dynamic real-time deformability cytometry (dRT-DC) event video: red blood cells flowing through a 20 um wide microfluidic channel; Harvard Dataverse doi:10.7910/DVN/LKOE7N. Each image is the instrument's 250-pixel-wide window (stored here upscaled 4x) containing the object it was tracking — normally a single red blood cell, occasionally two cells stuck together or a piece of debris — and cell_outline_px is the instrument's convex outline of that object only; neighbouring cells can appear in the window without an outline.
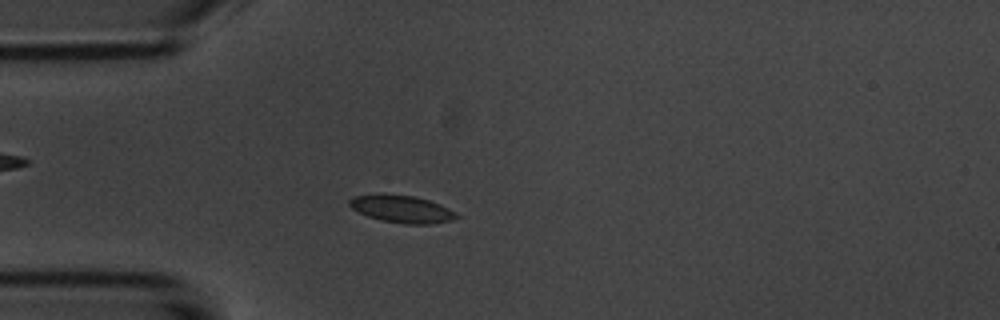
{"species": "common noctule bat (a hibernating species)", "species_latin": "Nyctalus noctula", "temperature_condition": "room temperature", "stored_images_in_passage": 51, "camera_frame_rate_fps": 3000, "um_per_image_px": 0.085, "animal": {"sex": "male", "body_mass_g": 20.1, "forearm_length_mm": 53.5}, "frame": {"image": 1, "passage_image": 11, "time_ms": 3.333, "image_size_px": [1000, 320], "cell_outline_px": [[460, 216], [452, 220], [432, 224], [404, 224], [380, 220], [368, 216], [352, 208], [348, 204], [348, 200], [356, 196], [380, 192], [412, 196], [428, 200], [440, 204], [456, 212]], "centroid_in_image_um": [34.14, 17.75], "position_along_channel_um": 50.9, "area_um2": 17.28}}
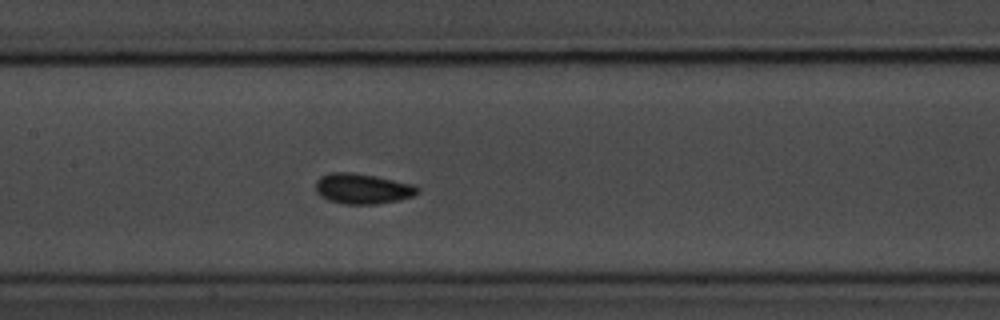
{"frame": {"image": 2, "passage_image": 22, "time_ms": 7.0, "image_size_px": [1000, 320], "cell_outline_px": [[420, 192], [412, 196], [400, 200], [376, 204], [344, 204], [328, 200], [320, 196], [316, 192], [316, 180], [320, 176], [332, 172], [352, 172], [376, 176], [412, 184], [420, 188]], "centroid_in_image_um": [30.81, 16.04], "position_along_channel_um": 176.6, "area_um2": 18.15}}
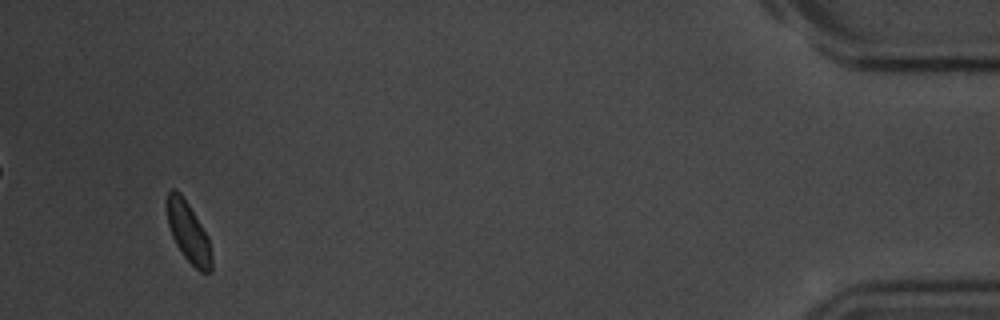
{"frame": {"image": 3, "passage_image": 48, "time_ms": 15.667, "image_size_px": [1000, 320], "cell_outline_px": [[212, 272], [200, 272], [184, 256], [176, 244], [172, 236], [168, 224], [168, 192], [172, 188], [180, 192], [188, 204], [208, 236], [212, 256]], "centroid_in_image_um": [16.04, 19.78], "position_along_channel_um": 419.2, "area_um2": 15.32}}